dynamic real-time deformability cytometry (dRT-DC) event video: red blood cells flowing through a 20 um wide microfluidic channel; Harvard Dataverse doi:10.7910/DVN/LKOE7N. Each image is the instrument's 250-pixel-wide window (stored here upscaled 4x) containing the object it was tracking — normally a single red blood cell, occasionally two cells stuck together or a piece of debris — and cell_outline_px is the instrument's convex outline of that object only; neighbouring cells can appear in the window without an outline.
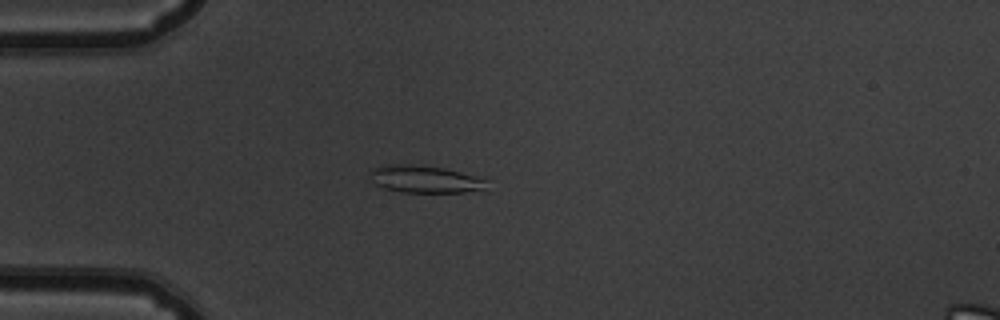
{"species": "common noctule bat (a hibernating species)", "species_latin": "Nyctalus noctula", "temperature_condition": "warm", "stored_images_in_passage": 37, "segment_of_instrument_passage": [1, 2], "camera_frame_rate_fps": 3000, "um_per_image_px": 0.085, "animal": {"sex": "male", "body_mass_g": 19.5, "forearm_length_mm": 54.6}, "frame": {"image": 1, "passage_image": 5, "time_ms": 1.333, "image_size_px": [1000, 320], "cell_outline_px": [[488, 180], [484, 188], [464, 192], [404, 192], [384, 188], [376, 184], [368, 172], [372, 168], [384, 164], [424, 164], [444, 168]], "centroid_in_image_um": [36.05, 15.2], "position_along_channel_um": 49.0, "area_um2": 18.5}}
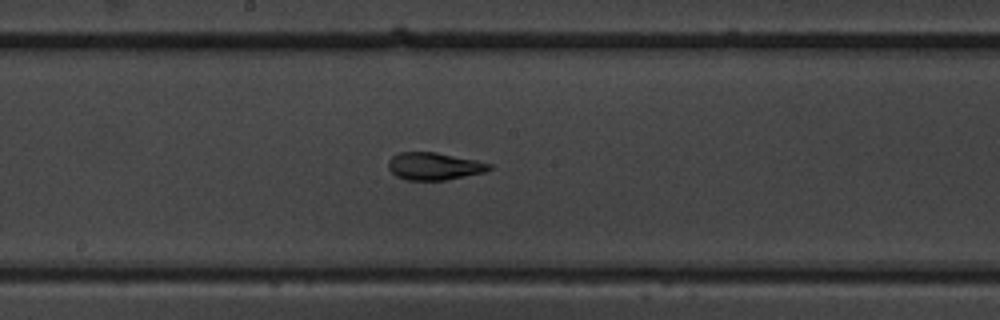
{"frame": {"image": 2, "passage_image": 19, "time_ms": 6.0, "image_size_px": [1000, 320], "cell_outline_px": [[492, 168], [484, 172], [444, 180], [404, 180], [396, 176], [388, 168], [388, 160], [392, 156], [400, 152], [436, 152], [476, 160], [492, 164]], "centroid_in_image_um": [36.87, 14.12], "position_along_channel_um": 211.3, "area_um2": 16.13}}
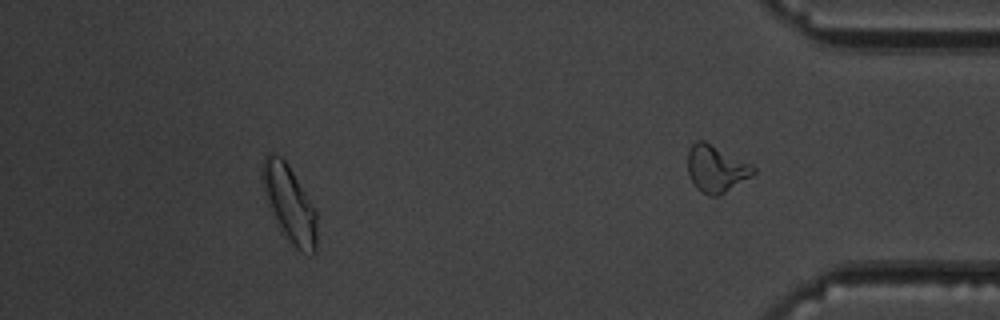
{"frame": {"image": 3, "passage_image": 32, "time_ms": 10.333, "image_size_px": [1000, 320], "cell_outline_px": [[316, 252], [312, 256], [300, 252], [292, 244], [276, 224], [264, 196], [260, 176], [260, 168], [264, 156], [268, 152], [272, 152], [280, 156], [288, 164], [316, 208]], "centroid_in_image_um": [24.57, 17.29], "position_along_channel_um": 410.6, "area_um2": 25.03}}